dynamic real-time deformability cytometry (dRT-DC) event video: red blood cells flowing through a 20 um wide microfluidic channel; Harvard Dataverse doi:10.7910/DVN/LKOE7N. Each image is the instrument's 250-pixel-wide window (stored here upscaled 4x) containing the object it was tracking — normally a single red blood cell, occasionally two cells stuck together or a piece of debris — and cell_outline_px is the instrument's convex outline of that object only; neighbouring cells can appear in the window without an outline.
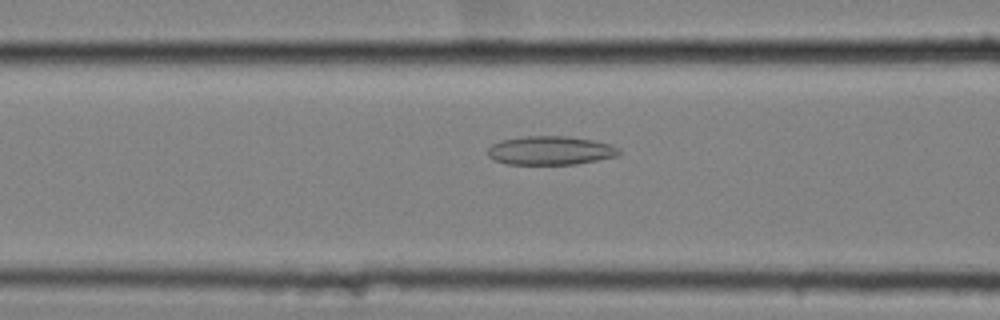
{"species": "common noctule bat (a hibernating species)", "species_latin": "Nyctalus noctula", "temperature_condition": "cold", "stored_images_in_passage": 59, "camera_frame_rate_fps": 3000, "um_per_image_px": 0.085, "animal": {"sex": "female", "body_mass_g": 25.1}, "frame": {"image": 1, "passage_image": 25, "time_ms": 8.0, "image_size_px": [1000, 320], "cell_outline_px": [[620, 152], [616, 156], [576, 164], [508, 164], [496, 160], [488, 156], [488, 148], [492, 144], [500, 140], [528, 136], [568, 136], [592, 140], [612, 144], [620, 148]], "centroid_in_image_um": [46.8, 12.78], "position_along_channel_um": 119.8, "area_um2": 21.91}}
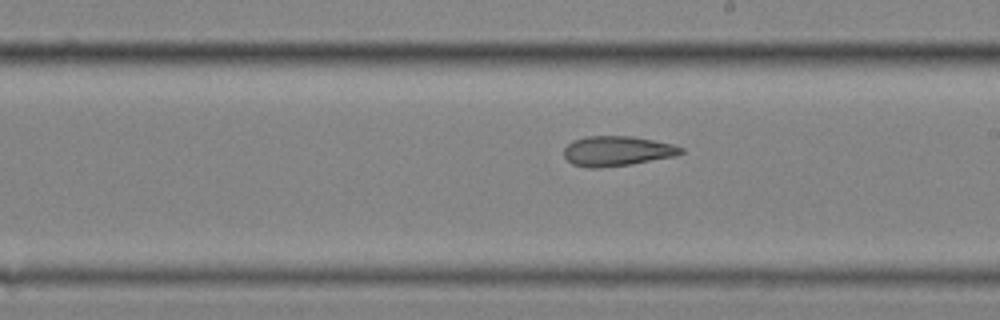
{"frame": {"image": 2, "passage_image": 35, "time_ms": 11.333, "image_size_px": [1000, 320], "cell_outline_px": [[684, 152], [676, 156], [632, 164], [600, 168], [588, 168], [572, 164], [564, 156], [564, 148], [572, 140], [584, 136], [632, 136], [672, 144], [684, 148]], "centroid_in_image_um": [52.44, 12.84], "position_along_channel_um": 236.6, "area_um2": 20.58}}
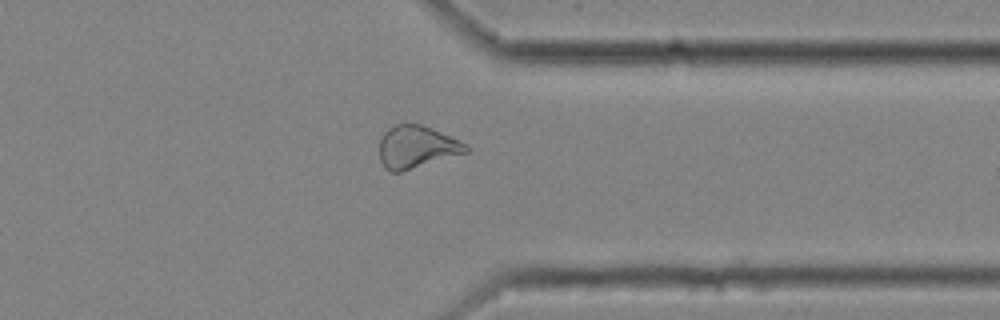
{"frame": {"image": 3, "passage_image": 47, "time_ms": 15.333, "image_size_px": [1000, 320], "cell_outline_px": [[472, 148], [468, 152], [400, 172], [392, 172], [384, 168], [380, 160], [380, 140], [384, 132], [388, 128], [396, 124], [420, 124], [432, 128], [460, 140]], "centroid_in_image_um": [35.42, 12.49], "position_along_channel_um": 376.0, "area_um2": 21.44}, "authors_computed_cell_mechanics": {"area_um2": 23.7558, "velocity_mm_per_s": 3.5073, "shape_relaxation_time_tau1_ms": null, "shape_relaxation_time_tau2_ms": 4.4155, "deformation_change_tau1": null, "deformation_change_tau2": 0.1301}}